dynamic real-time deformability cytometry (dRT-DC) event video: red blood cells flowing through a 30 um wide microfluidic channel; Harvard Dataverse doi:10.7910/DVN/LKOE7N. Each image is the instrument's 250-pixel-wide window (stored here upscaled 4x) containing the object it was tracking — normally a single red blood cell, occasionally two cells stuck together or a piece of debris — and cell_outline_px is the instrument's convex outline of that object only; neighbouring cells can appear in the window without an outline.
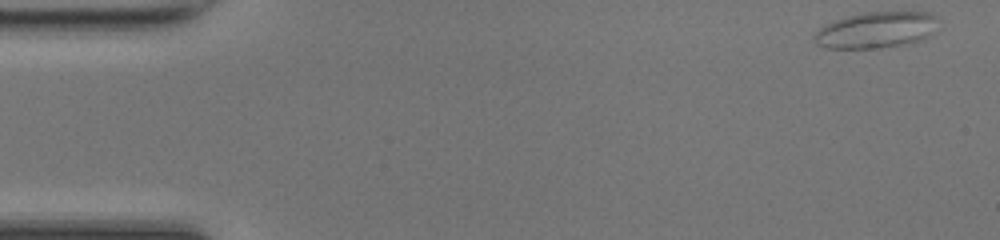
{"species": "common noctule bat (a hibernating species)", "species_latin": "Nyctalus noctula", "temperature_condition": "room temperature", "stored_images_in_passage": 48, "camera_frame_rate_fps": 3000, "um_per_image_px": 0.085, "animal": {"sex": "female", "body_mass_g": 17.0, "forearm_length_mm": 48.0}, "frame": {"image": 1, "passage_image": 1, "time_ms": 0.0, "image_size_px": [1000, 240], "cell_outline_px": [[936, 16], [928, 36], [924, 40], [908, 44], [880, 48], [828, 48], [816, 44], [812, 40], [812, 36], [824, 24], [860, 12], [928, 12]], "centroid_in_image_um": [74.39, 2.56], "position_along_channel_um": 10.6, "area_um2": 26.01}}
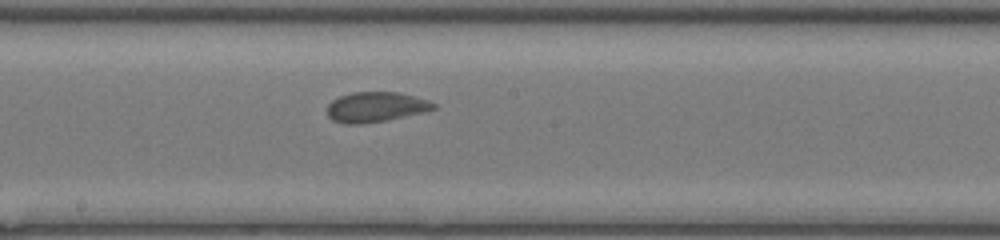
{"frame": {"image": 2, "passage_image": 25, "time_ms": 8.0, "image_size_px": [1000, 240], "cell_outline_px": [[436, 108], [424, 112], [388, 120], [360, 124], [344, 124], [332, 120], [328, 116], [328, 104], [332, 100], [340, 96], [352, 92], [400, 92], [428, 100], [436, 104]], "centroid_in_image_um": [31.94, 9.1], "position_along_channel_um": 216.3, "area_um2": 18.73}}
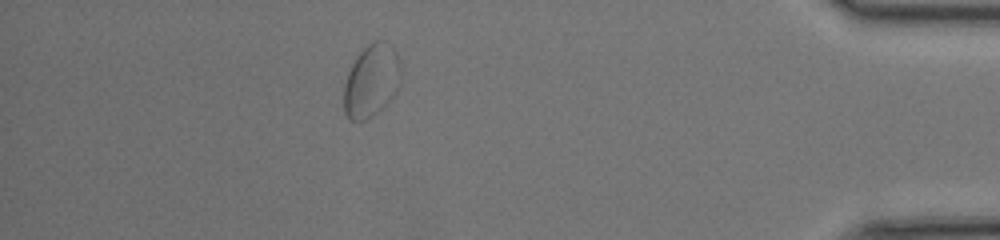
{"frame": {"image": 3, "passage_image": 42, "time_ms": 13.667, "image_size_px": [1000, 240], "cell_outline_px": [[400, 76], [396, 92], [388, 104], [372, 116], [364, 120], [348, 120], [344, 112], [344, 84], [348, 72], [356, 56], [372, 40], [384, 40], [396, 52], [400, 60]], "centroid_in_image_um": [31.56, 6.87], "position_along_channel_um": 403.6, "area_um2": 24.28}}